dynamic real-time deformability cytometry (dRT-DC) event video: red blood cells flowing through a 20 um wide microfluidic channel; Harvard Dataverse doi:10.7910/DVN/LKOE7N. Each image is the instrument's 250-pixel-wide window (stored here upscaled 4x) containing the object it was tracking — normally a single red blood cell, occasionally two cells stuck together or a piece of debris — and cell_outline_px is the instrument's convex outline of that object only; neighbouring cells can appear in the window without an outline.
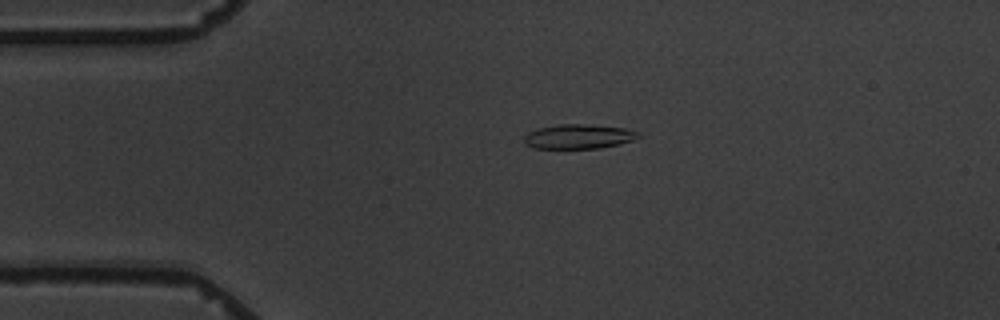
{"species": "common noctule bat (a hibernating species)", "species_latin": "Nyctalus noctula", "temperature_condition": "warm", "stored_images_in_passage": 5, "camera_frame_rate_fps": 3000, "um_per_image_px": 0.085, "animal": {"sex": "male", "body_mass_g": 19.5, "forearm_length_mm": 54.6}, "frame": {"image": 1, "passage_image": 4, "time_ms": 3.667, "image_size_px": [1000, 320], "cell_outline_px": [[640, 136], [632, 140], [620, 144], [600, 148], [532, 148], [524, 144], [524, 136], [528, 132], [540, 128], [560, 124], [580, 124], [624, 128], [640, 132]], "centroid_in_image_um": [49.16, 11.61], "position_along_channel_um": 35.8, "area_um2": 16.18}}